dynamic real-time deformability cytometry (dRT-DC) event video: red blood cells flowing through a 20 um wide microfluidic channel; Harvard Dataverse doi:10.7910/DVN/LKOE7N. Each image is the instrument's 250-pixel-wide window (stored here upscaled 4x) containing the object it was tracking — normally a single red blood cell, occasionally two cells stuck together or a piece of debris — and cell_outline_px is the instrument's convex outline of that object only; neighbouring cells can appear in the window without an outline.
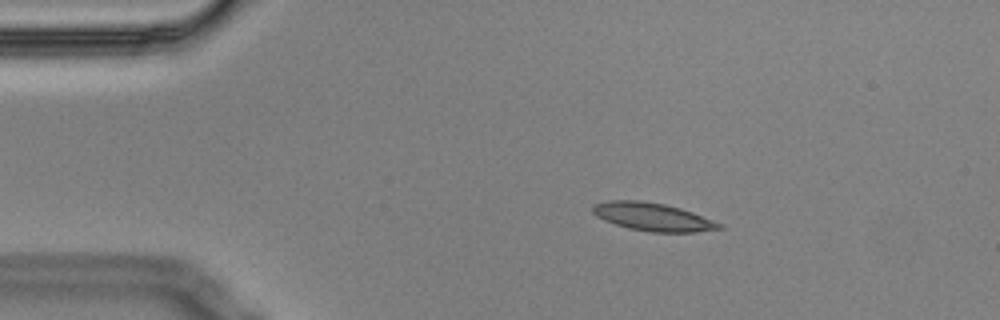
{"species": "Egyptian fruit bat (a non-hibernating species)", "species_latin": "Rousettus aegyptiacus", "temperature_condition": "cold", "stored_images_in_passage": 5, "camera_frame_rate_fps": 3000, "um_per_image_px": 0.085, "animal": {"sex": "male"}, "frame": {"image": 1, "passage_image": 2, "time_ms": 0.333, "image_size_px": [1000, 320], "cell_outline_px": [[724, 228], [696, 232], [652, 232], [628, 228], [604, 220], [596, 216], [592, 212], [592, 204], [608, 200], [640, 200], [664, 204], [680, 208], [692, 212], [724, 224]], "centroid_in_image_um": [55.48, 18.43], "position_along_channel_um": 29.5, "area_um2": 20.75}}
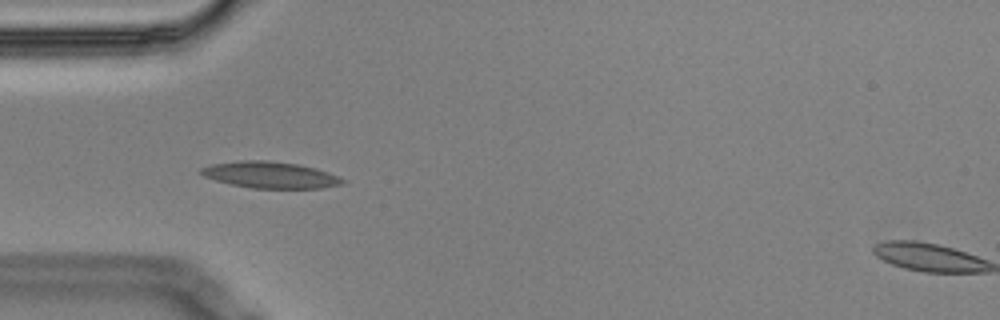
{"frame": {"image": 2, "passage_image": 4, "time_ms": 1.0, "image_size_px": [1000, 320], "cell_outline_px": [[348, 180], [344, 184], [320, 188], [252, 188], [232, 184], [216, 180], [204, 176], [200, 172], [200, 168], [212, 164], [240, 160], [268, 160], [296, 164], [316, 168]], "centroid_in_image_um": [22.99, 14.86], "position_along_channel_um": 62.0, "area_um2": 21.73}}
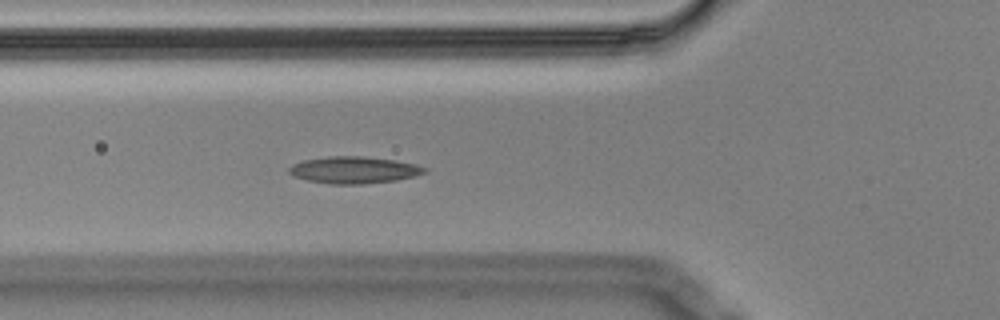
{"frame": {"image": 3, "passage_image": 5, "time_ms": 1.333, "image_size_px": [1000, 320], "cell_outline_px": [[428, 172], [416, 176], [396, 180], [364, 184], [332, 184], [308, 180], [296, 176], [288, 172], [288, 168], [292, 164], [304, 160], [328, 156], [364, 156], [392, 160], [416, 164], [428, 168]], "centroid_in_image_um": [30.12, 14.44], "position_along_channel_um": 95.7, "area_um2": 21.21}}